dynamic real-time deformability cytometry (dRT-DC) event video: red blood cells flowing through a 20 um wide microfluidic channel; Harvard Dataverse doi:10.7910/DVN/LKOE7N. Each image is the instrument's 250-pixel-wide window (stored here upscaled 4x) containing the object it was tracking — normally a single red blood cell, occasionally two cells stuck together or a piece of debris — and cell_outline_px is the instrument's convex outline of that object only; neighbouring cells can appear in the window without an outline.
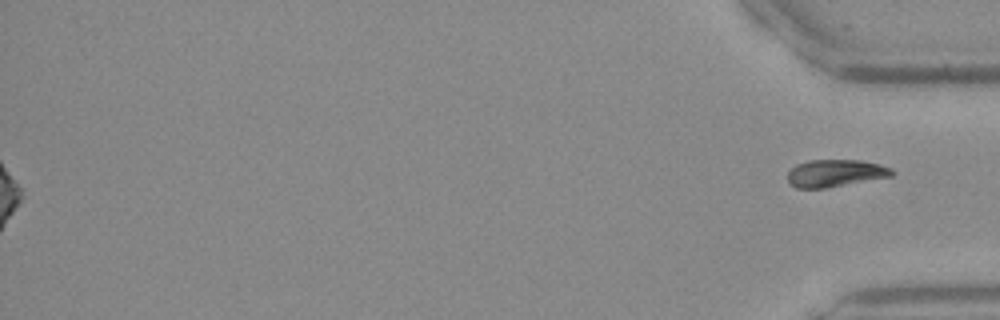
{"species": "Egyptian fruit bat (a non-hibernating species)", "species_latin": "Rousettus aegyptiacus", "temperature_condition": "warm", "stored_images_in_passage": 35, "segment_of_instrument_passage": [2, 2], "camera_frame_rate_fps": 3000, "um_per_image_px": 0.085, "frame": {"image": 1, "passage_image": 35, "time_ms": 11.333, "image_size_px": [1000, 320], "cell_outline_px": [[896, 172], [892, 176], [828, 188], [796, 188], [788, 184], [788, 172], [796, 164], [808, 160], [860, 160], [880, 164], [892, 168]], "centroid_in_image_um": [71.01, 14.72], "position_along_channel_um": 364.2, "area_um2": 16.82}}